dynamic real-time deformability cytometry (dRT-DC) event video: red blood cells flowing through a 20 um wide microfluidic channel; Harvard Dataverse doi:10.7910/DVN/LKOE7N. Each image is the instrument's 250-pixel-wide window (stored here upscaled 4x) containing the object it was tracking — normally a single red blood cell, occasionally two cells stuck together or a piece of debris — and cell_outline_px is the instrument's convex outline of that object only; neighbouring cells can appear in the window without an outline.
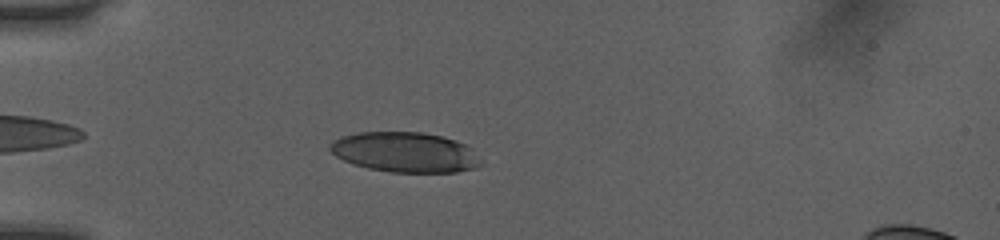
{"species": "human", "species_latin": "Homo sapiens", "temperature_condition": "room temperature", "stored_images_in_passage": 40, "camera_frame_rate_fps": 3000, "um_per_image_px": 0.085, "donor": {"sex": "female"}, "frame": {"image": 1, "passage_image": 4, "time_ms": 1.0, "image_size_px": [1000, 240], "cell_outline_px": [[484, 164], [476, 168], [456, 172], [388, 172], [368, 168], [352, 164], [336, 156], [328, 148], [328, 144], [340, 136], [360, 132], [424, 132], [444, 136], [468, 144]], "centroid_in_image_um": [34.45, 12.93], "position_along_channel_um": 50.5, "area_um2": 35.72}}
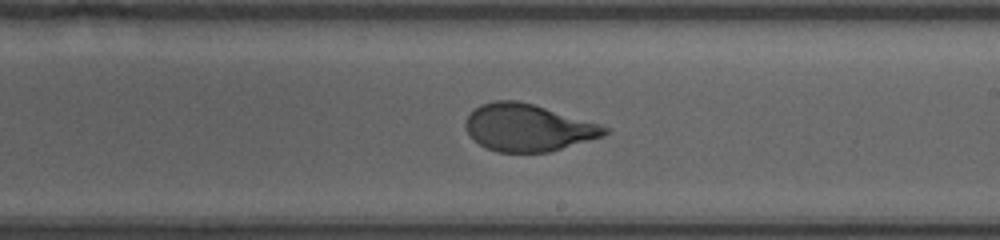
{"frame": {"image": 2, "passage_image": 20, "time_ms": 6.333, "image_size_px": [1000, 240], "cell_outline_px": [[608, 132], [604, 136], [548, 152], [496, 152], [484, 148], [468, 132], [464, 124], [468, 116], [480, 104], [496, 100], [516, 100], [532, 104], [600, 124], [608, 128]], "centroid_in_image_um": [44.87, 10.85], "position_along_channel_um": 244.1, "area_um2": 37.8}}
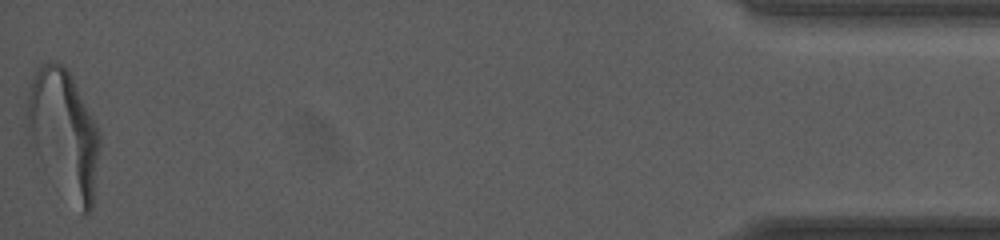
{"frame": {"image": 3, "passage_image": 40, "time_ms": 13.0, "image_size_px": [1000, 240], "cell_outline_px": [[100, 148], [92, 208], [84, 216], [80, 212], [28, 140], [28, 92], [32, 80], [36, 72], [48, 60], [56, 60], [72, 76], [100, 132]], "centroid_in_image_um": [5.47, 11.28], "position_along_channel_um": 429.7, "area_um2": 52.08}, "authors_computed_cell_mechanics": {"area_um2": 38.7549, "velocity_mm_per_s": 4.0518, "shape_relaxation_time_tau1_ms": 3.9636, "shape_relaxation_time_tau2_ms": null, "deformation_change_tau1": 0.2023, "deformation_change_tau2": null}}